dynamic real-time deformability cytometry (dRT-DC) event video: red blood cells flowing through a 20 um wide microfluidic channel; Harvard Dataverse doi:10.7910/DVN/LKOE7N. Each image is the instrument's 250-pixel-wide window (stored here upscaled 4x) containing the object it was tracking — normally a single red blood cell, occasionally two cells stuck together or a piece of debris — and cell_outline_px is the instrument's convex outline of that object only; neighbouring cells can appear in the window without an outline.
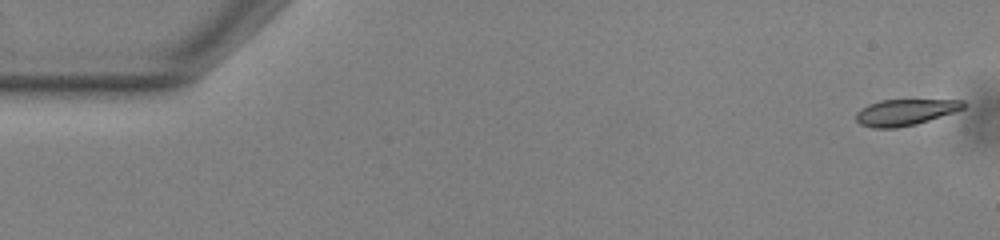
{"species": "common noctule bat (a hibernating species)", "species_latin": "Nyctalus noctula", "temperature_condition": "warm", "stored_images_in_passage": 53, "camera_frame_rate_fps": 3000, "um_per_image_px": 0.085, "animal": {"sex": "male", "body_mass_g": 13.0, "forearm_length_mm": 53.1}, "frame": {"image": 1, "passage_image": 1, "time_ms": 0.0, "image_size_px": [1000, 240], "cell_outline_px": [[968, 104], [964, 108], [916, 124], [896, 128], [872, 128], [860, 124], [856, 120], [856, 112], [860, 108], [868, 104], [880, 100], [964, 100]], "centroid_in_image_um": [76.9, 9.53], "position_along_channel_um": 8.1, "area_um2": 16.36}}
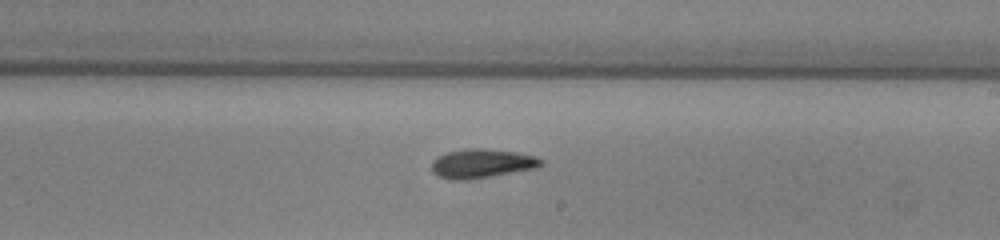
{"frame": {"image": 2, "passage_image": 31, "time_ms": 10.0, "image_size_px": [1000, 240], "cell_outline_px": [[544, 164], [536, 168], [492, 176], [464, 180], [452, 180], [436, 176], [432, 172], [432, 160], [448, 152], [468, 148], [484, 148], [516, 152], [536, 156], [544, 160]], "centroid_in_image_um": [40.97, 13.9], "position_along_channel_um": 248.0, "area_um2": 18.61}}
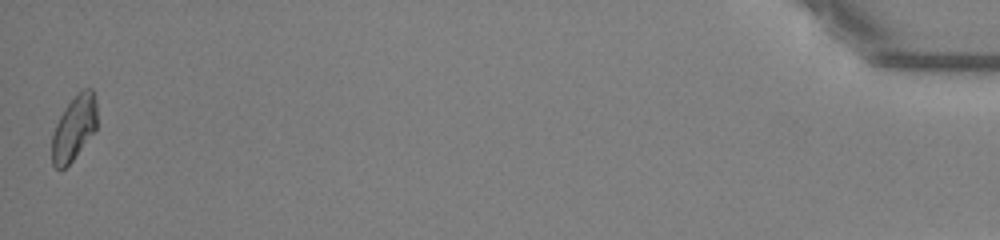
{"frame": {"image": 3, "passage_image": 53, "time_ms": 17.333, "image_size_px": [1000, 240], "cell_outline_px": [[96, 128], [72, 160], [60, 172], [52, 164], [52, 132], [64, 108], [84, 88], [92, 88], [96, 100]], "centroid_in_image_um": [6.27, 10.9], "position_along_channel_um": 428.9, "area_um2": 16.7}, "authors_computed_cell_mechanics": {"area_um2": 17.5712, "velocity_mm_per_s": 3.8238, "shape_relaxation_time_tau1_ms": 6.6257, "shape_relaxation_time_tau2_ms": null, "deformation_change_tau1": 0.1829, "deformation_change_tau2": null}}